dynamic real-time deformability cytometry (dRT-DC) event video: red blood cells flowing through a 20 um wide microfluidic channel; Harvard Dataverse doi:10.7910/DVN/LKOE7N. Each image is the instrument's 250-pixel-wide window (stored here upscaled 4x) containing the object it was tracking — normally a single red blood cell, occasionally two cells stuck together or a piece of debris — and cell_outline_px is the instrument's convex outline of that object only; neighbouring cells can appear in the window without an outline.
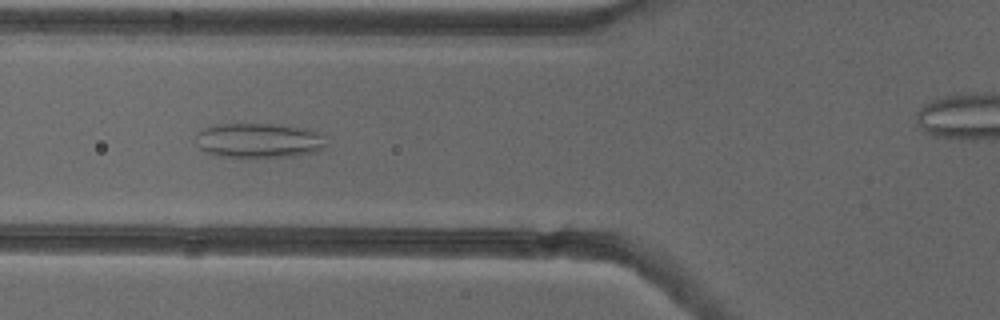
{"species": "common noctule bat (a hibernating species)", "species_latin": "Nyctalus noctula", "temperature_condition": "cold", "stored_images_in_passage": 48, "camera_frame_rate_fps": 3000, "um_per_image_px": 0.085, "animal": {"sex": "female"}, "frame": {"image": 1, "passage_image": 21, "time_ms": 6.667, "image_size_px": [1000, 320], "cell_outline_px": [[328, 148], [316, 152], [296, 156], [220, 156], [204, 152], [200, 148], [196, 136], [196, 132], [204, 128], [216, 124], [272, 124], [304, 128], [320, 132], [324, 136]], "centroid_in_image_um": [22.06, 11.93], "position_along_channel_um": 103.7, "area_um2": 26.41}}
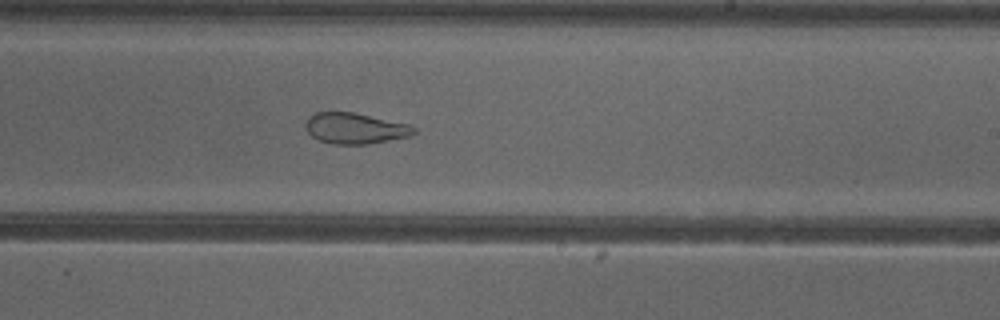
{"frame": {"image": 2, "passage_image": 33, "time_ms": 10.667, "image_size_px": [1000, 320], "cell_outline_px": [[416, 132], [408, 136], [368, 144], [332, 144], [320, 140], [312, 136], [308, 132], [304, 124], [308, 116], [316, 112], [352, 112], [408, 124], [416, 128]], "centroid_in_image_um": [30.14, 10.9], "position_along_channel_um": 258.9, "area_um2": 19.31}}
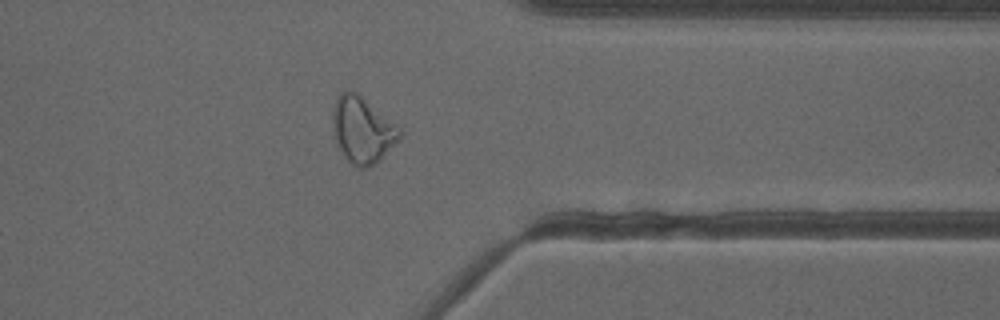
{"frame": {"image": 3, "passage_image": 43, "time_ms": 14.0, "image_size_px": [1000, 320], "cell_outline_px": [[404, 132], [400, 140], [376, 164], [368, 168], [360, 168], [352, 164], [344, 156], [336, 144], [332, 136], [332, 104], [336, 96], [340, 92], [356, 92], [400, 128]], "centroid_in_image_um": [30.78, 11.07], "position_along_channel_um": 380.6, "area_um2": 26.18}}